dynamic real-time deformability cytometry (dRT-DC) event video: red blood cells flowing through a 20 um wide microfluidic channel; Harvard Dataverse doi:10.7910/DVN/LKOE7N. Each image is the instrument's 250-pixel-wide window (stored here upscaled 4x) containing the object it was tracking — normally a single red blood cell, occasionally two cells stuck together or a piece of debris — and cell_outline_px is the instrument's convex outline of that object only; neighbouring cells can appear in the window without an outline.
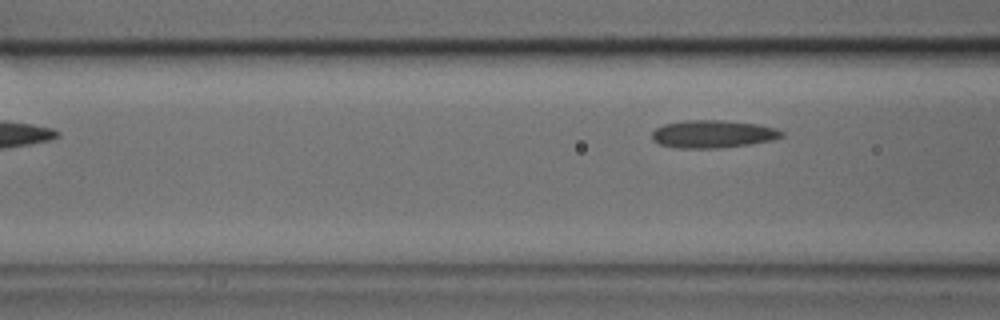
{"species": "common noctule bat (a hibernating species)", "species_latin": "Nyctalus noctula", "temperature_condition": "cold", "stored_images_in_passage": 3, "camera_frame_rate_fps": 3000, "um_per_image_px": 0.085, "animal": {"sex": "male", "body_mass_g": 17.9, "forearm_length_mm": 54.2}, "frame": {"image": 1, "passage_image": 3, "time_ms": 0.667, "image_size_px": [1000, 320], "cell_outline_px": [[784, 136], [772, 140], [748, 144], [716, 148], [676, 148], [660, 144], [652, 140], [652, 132], [656, 128], [664, 124], [684, 120], [720, 120], [756, 124], [776, 128], [784, 132]], "centroid_in_image_um": [60.57, 11.39], "position_along_channel_um": 106.0, "area_um2": 20.87}}